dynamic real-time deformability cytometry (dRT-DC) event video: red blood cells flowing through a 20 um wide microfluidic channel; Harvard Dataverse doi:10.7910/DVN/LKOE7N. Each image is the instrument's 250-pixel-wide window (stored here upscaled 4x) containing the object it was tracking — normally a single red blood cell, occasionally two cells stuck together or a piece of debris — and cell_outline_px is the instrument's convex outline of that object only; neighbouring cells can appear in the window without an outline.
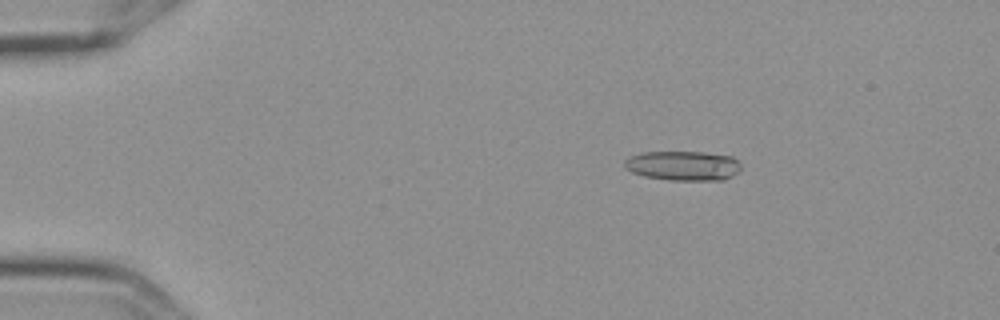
{"species": "Egyptian fruit bat (a non-hibernating species)", "species_latin": "Rousettus aegyptiacus", "temperature_condition": "cold", "stored_images_in_passage": 6, "segment_of_instrument_passage": [1, 2], "camera_frame_rate_fps": 3000, "um_per_image_px": 0.085, "frame": {"image": 1, "passage_image": 3, "time_ms": 0.667, "image_size_px": [1000, 320], "cell_outline_px": [[740, 172], [724, 180], [672, 180], [644, 176], [632, 172], [624, 168], [624, 160], [640, 152], [704, 152], [732, 156], [740, 164]], "centroid_in_image_um": [58.07, 14.08], "position_along_channel_um": 26.9, "area_um2": 20.17}}